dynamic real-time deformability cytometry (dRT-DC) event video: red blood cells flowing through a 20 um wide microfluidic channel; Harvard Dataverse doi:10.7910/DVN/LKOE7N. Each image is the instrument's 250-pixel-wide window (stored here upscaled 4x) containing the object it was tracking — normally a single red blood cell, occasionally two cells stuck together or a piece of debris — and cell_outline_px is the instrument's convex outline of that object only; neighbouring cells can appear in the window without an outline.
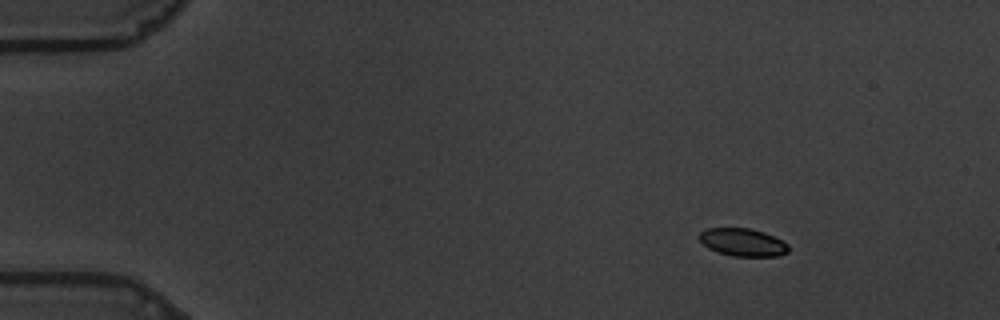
{"species": "common noctule bat (a hibernating species)", "species_latin": "Nyctalus noctula", "temperature_condition": "warm", "stored_images_in_passage": 51, "camera_frame_rate_fps": 3000, "um_per_image_px": 0.085, "animal": {"sex": "male", "body_mass_g": 19.5, "forearm_length_mm": 54.6}, "frame": {"image": 1, "passage_image": 1, "time_ms": 0.0, "image_size_px": [1000, 320], "cell_outline_px": [[788, 252], [780, 256], [732, 256], [716, 252], [708, 248], [700, 240], [700, 232], [704, 228], [748, 228], [764, 232], [788, 244]], "centroid_in_image_um": [63.12, 20.6], "position_along_channel_um": 21.9, "area_um2": 14.39}}
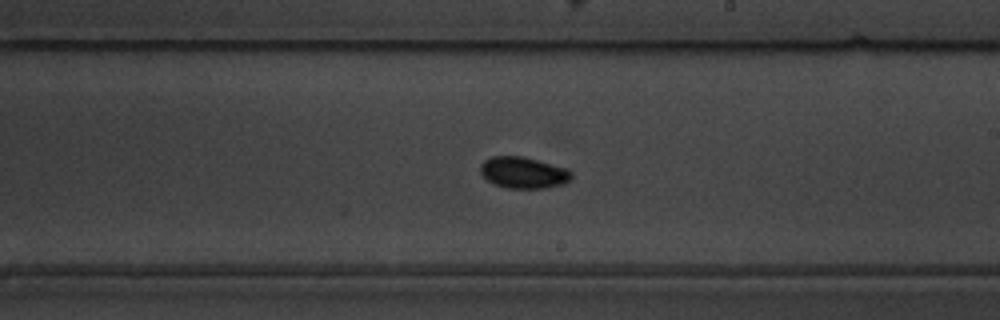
{"frame": {"image": 2, "passage_image": 28, "time_ms": 9.0, "image_size_px": [1000, 320], "cell_outline_px": [[572, 180], [564, 184], [544, 188], [508, 188], [492, 184], [480, 172], [480, 164], [484, 160], [492, 156], [520, 156], [568, 168], [572, 172]], "centroid_in_image_um": [44.5, 14.68], "position_along_channel_um": 244.5, "area_um2": 16.76}}
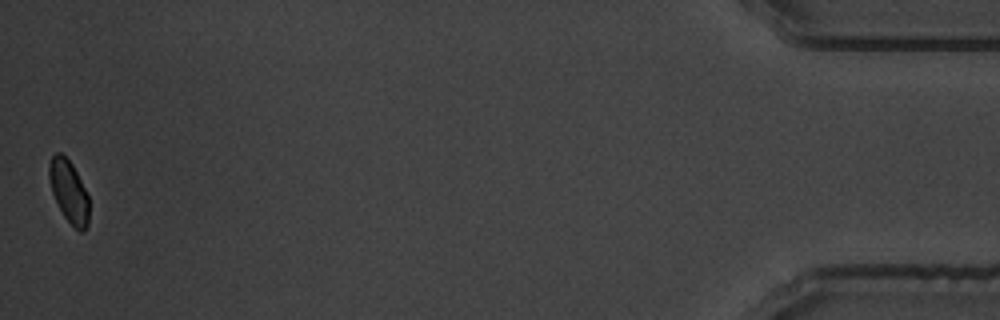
{"frame": {"image": 3, "passage_image": 51, "time_ms": 16.667, "image_size_px": [1000, 320], "cell_outline_px": [[88, 224], [84, 232], [80, 232], [64, 216], [52, 192], [48, 176], [48, 164], [52, 156], [56, 152], [60, 152], [72, 164], [88, 196]], "centroid_in_image_um": [5.84, 16.26], "position_along_channel_um": 429.4, "area_um2": 14.22}, "authors_computed_cell_mechanics": {"area_um2": 15.7216, "velocity_mm_per_s": 3.5422, "shape_relaxation_time_tau1_ms": 2.4606, "shape_relaxation_time_tau2_ms": 7.7387, "deformation_change_tau1": 0.0905, "deformation_change_tau2": 0.0759}}